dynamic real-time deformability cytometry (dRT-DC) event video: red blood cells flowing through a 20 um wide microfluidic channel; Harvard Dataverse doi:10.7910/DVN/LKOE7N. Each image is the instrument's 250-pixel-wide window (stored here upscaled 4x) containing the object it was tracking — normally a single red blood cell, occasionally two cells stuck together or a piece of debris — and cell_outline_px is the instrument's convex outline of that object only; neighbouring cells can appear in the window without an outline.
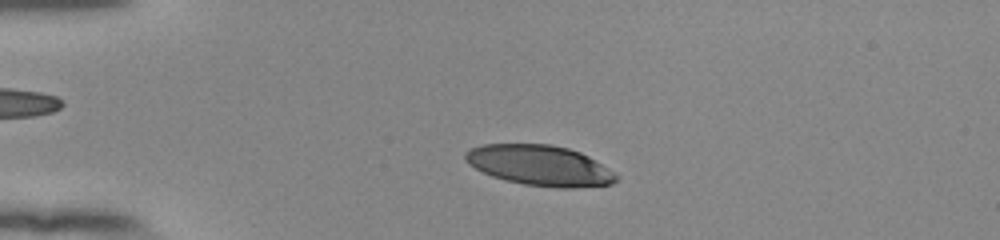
{"species": "human", "species_latin": "Homo sapiens", "temperature_condition": "room temperature", "stored_images_in_passage": 49, "camera_frame_rate_fps": 3000, "um_per_image_px": 0.085, "donor": {"sex": "female"}, "frame": {"image": 1, "passage_image": 9, "time_ms": 2.667, "image_size_px": [1000, 240], "cell_outline_px": [[620, 176], [612, 184], [572, 188], [556, 188], [524, 184], [504, 180], [492, 176], [468, 164], [464, 160], [464, 152], [468, 148], [484, 144], [552, 144], [568, 148], [580, 152], [588, 156], [608, 168]], "centroid_in_image_um": [45.86, 14.06], "position_along_channel_um": 39.1, "area_um2": 35.72}}
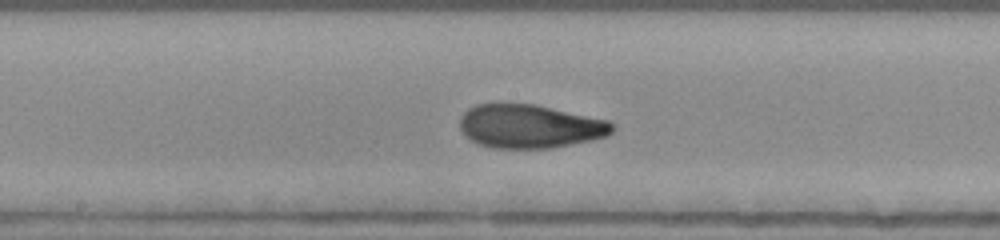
{"frame": {"image": 2, "passage_image": 25, "time_ms": 8.0, "image_size_px": [1000, 240], "cell_outline_px": [[616, 128], [612, 132], [604, 136], [592, 140], [552, 148], [492, 148], [480, 144], [464, 136], [460, 128], [460, 116], [468, 108], [476, 104], [536, 104], [608, 120]], "centroid_in_image_um": [45.02, 10.74], "position_along_channel_um": 203.2, "area_um2": 38.78}}
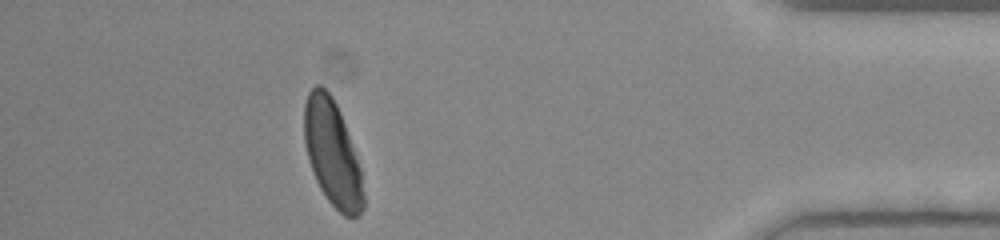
{"frame": {"image": 3, "passage_image": 44, "time_ms": 14.333, "image_size_px": [1000, 240], "cell_outline_px": [[364, 208], [356, 216], [344, 216], [328, 200], [320, 188], [312, 172], [308, 160], [304, 140], [304, 104], [308, 92], [316, 84], [320, 84], [332, 96], [340, 112], [360, 168], [364, 192]], "centroid_in_image_um": [28.23, 13.01], "position_along_channel_um": 407.0, "area_um2": 36.18}, "authors_computed_cell_mechanics": {"area_um2": 37.6278, "velocity_mm_per_s": 3.8965, "shape_relaxation_time_tau1_ms": 4.1753, "shape_relaxation_time_tau2_ms": 1.2096, "deformation_change_tau1": 0.1799, "deformation_change_tau2": 0.0666}}